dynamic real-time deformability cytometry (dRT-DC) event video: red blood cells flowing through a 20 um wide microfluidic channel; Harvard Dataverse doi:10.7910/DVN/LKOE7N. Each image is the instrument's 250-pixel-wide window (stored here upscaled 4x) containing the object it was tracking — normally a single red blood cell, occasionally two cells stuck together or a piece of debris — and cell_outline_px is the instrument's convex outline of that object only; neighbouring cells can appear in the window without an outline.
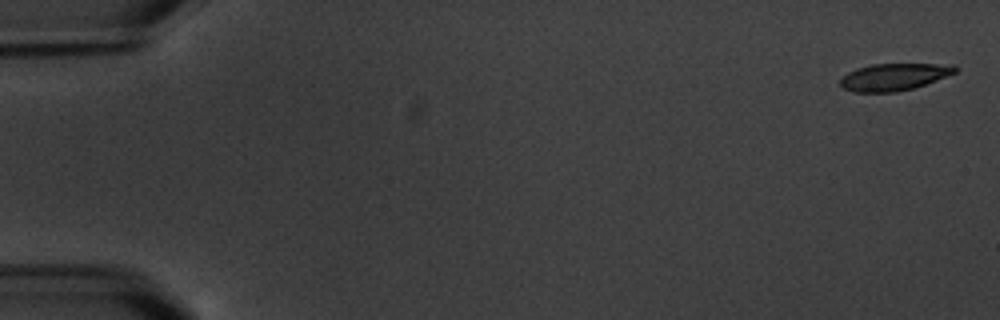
{"species": "common noctule bat (a hibernating species)", "species_latin": "Nyctalus noctula", "temperature_condition": "warm", "stored_images_in_passage": 4, "camera_frame_rate_fps": 3000, "um_per_image_px": 0.085, "animal": {"sex": "male", "body_mass_g": 20.1, "forearm_length_mm": 53.5}, "frame": {"image": 1, "passage_image": 1, "time_ms": 0.0, "image_size_px": [1000, 320], "cell_outline_px": [[960, 68], [956, 72], [924, 84], [912, 88], [896, 92], [852, 92], [844, 88], [840, 84], [840, 80], [848, 72], [856, 68], [872, 64], [956, 64]], "centroid_in_image_um": [75.99, 6.53], "position_along_channel_um": 9.0, "area_um2": 18.03}}